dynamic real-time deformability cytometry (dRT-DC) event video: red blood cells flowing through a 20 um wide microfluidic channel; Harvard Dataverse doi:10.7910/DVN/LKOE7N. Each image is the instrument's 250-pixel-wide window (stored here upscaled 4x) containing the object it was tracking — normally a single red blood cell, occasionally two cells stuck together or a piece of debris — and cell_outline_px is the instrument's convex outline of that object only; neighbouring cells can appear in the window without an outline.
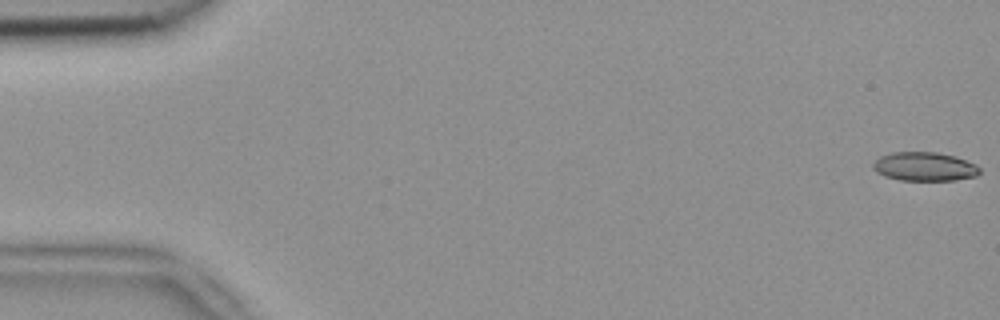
{"species": "common noctule bat (a hibernating species)", "species_latin": "Nyctalus noctula", "temperature_condition": "room temperature", "stored_images_in_passage": 4, "camera_frame_rate_fps": 3000, "um_per_image_px": 0.085, "animal": {"sex": "female", "body_mass_g": 18.4}, "frame": {"image": 1, "passage_image": 1, "time_ms": 0.0, "image_size_px": [1000, 320], "cell_outline_px": [[980, 172], [976, 176], [956, 180], [900, 180], [884, 176], [876, 172], [872, 168], [872, 164], [880, 156], [892, 152], [936, 152], [956, 156], [976, 164], [980, 168]], "centroid_in_image_um": [78.58, 14.15], "position_along_channel_um": 6.4, "area_um2": 18.03}}